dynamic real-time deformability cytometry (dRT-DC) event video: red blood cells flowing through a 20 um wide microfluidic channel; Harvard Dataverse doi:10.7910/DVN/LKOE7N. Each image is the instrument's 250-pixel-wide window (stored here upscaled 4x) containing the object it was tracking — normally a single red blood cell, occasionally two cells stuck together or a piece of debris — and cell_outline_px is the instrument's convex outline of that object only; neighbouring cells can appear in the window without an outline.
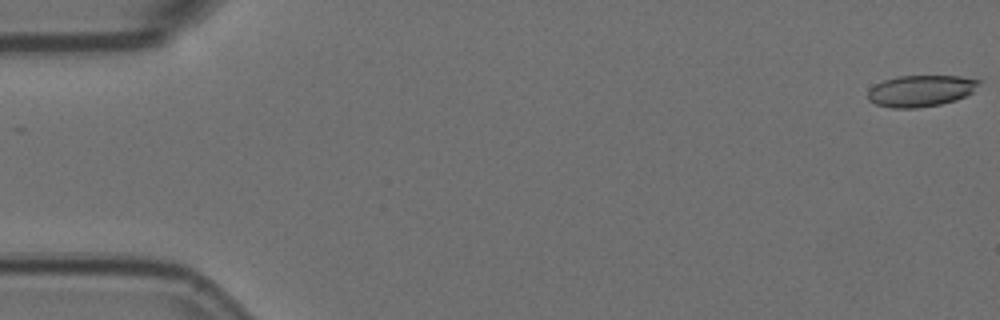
{"species": "Egyptian fruit bat (a non-hibernating species)", "species_latin": "Rousettus aegyptiacus", "temperature_condition": "room temperature", "stored_images_in_passage": 58, "camera_frame_rate_fps": 3000, "um_per_image_px": 0.085, "animal": {"sex": "female"}, "frame": {"image": 1, "passage_image": 1, "time_ms": 0.0, "image_size_px": [1000, 320], "cell_outline_px": [[984, 80], [972, 92], [956, 100], [940, 104], [916, 108], [892, 108], [876, 104], [868, 100], [868, 92], [876, 84], [884, 80], [896, 76], [960, 76]], "centroid_in_image_um": [78.29, 7.71], "position_along_channel_um": 6.7, "area_um2": 20.35}}
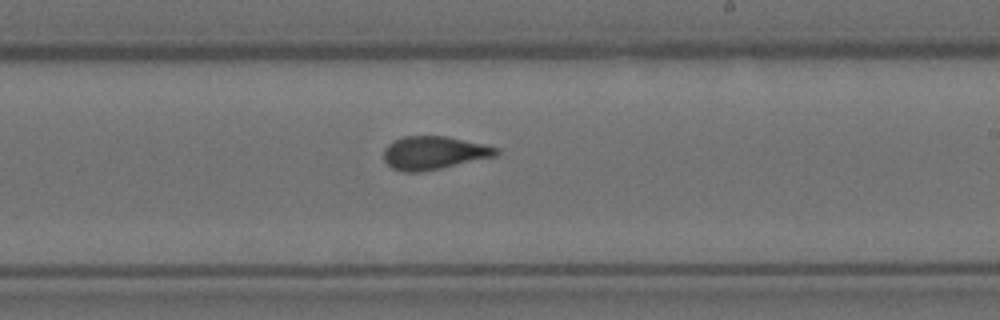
{"frame": {"image": 2, "passage_image": 34, "time_ms": 11.0, "image_size_px": [1000, 320], "cell_outline_px": [[500, 152], [496, 156], [440, 168], [420, 172], [404, 172], [392, 168], [384, 160], [384, 148], [392, 140], [404, 136], [444, 136], [484, 144], [500, 148]], "centroid_in_image_um": [36.87, 12.98], "position_along_channel_um": 252.1, "area_um2": 21.73}}
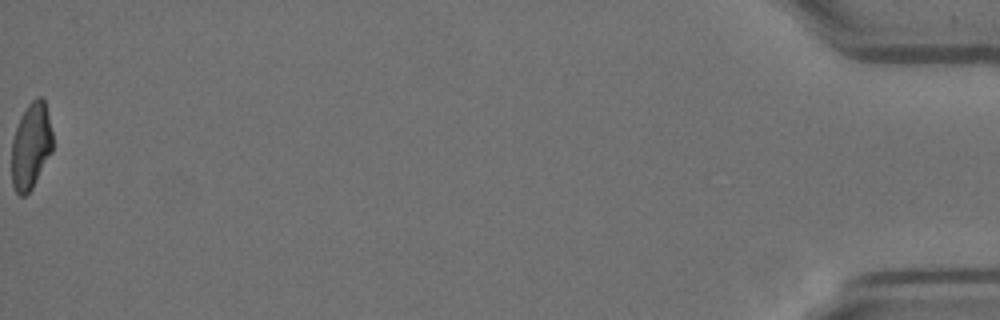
{"frame": {"image": 3, "passage_image": 58, "time_ms": 19.0, "image_size_px": [1000, 320], "cell_outline_px": [[52, 152], [32, 188], [24, 196], [20, 196], [16, 192], [12, 184], [12, 140], [20, 116], [28, 104], [36, 96], [40, 96], [44, 100], [52, 132]], "centroid_in_image_um": [2.62, 12.4], "position_along_channel_um": 432.6, "area_um2": 20.52}, "authors_computed_cell_mechanics": {"area_um2": 21.7039, "velocity_mm_per_s": 3.5581, "shape_relaxation_time_tau1_ms": 8.5689, "shape_relaxation_time_tau2_ms": 1.2707, "deformation_change_tau1": 0.1998, "deformation_change_tau2": 0.0664}}